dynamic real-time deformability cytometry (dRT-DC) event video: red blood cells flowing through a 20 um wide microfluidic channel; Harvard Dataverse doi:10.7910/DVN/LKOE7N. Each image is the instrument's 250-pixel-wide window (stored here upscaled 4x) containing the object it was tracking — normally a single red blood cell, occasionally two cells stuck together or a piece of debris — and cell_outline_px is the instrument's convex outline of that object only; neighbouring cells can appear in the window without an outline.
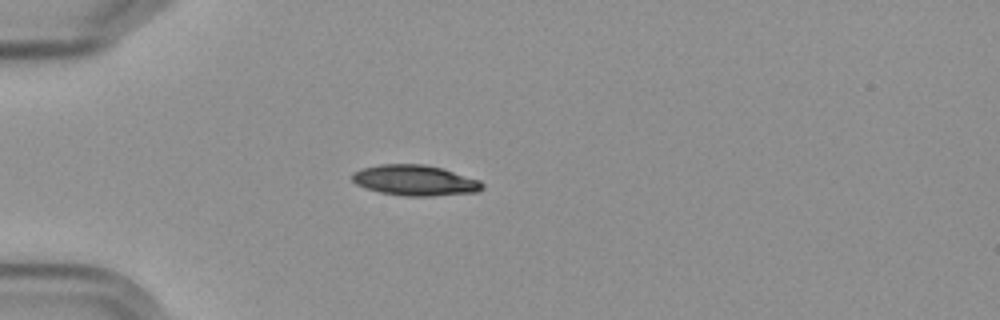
{"species": "Egyptian fruit bat (a non-hibernating species)", "species_latin": "Rousettus aegyptiacus", "temperature_condition": "cold", "stored_images_in_passage": 6, "camera_frame_rate_fps": 3000, "um_per_image_px": 0.085, "frame": {"image": 1, "passage_image": 5, "time_ms": 4.667, "image_size_px": [1000, 320], "cell_outline_px": [[484, 188], [476, 192], [432, 196], [404, 196], [380, 192], [356, 184], [352, 180], [352, 172], [360, 168], [380, 164], [424, 164], [444, 168], [480, 180], [484, 184]], "centroid_in_image_um": [35.29, 15.32], "position_along_channel_um": 49.7, "area_um2": 23.35}}